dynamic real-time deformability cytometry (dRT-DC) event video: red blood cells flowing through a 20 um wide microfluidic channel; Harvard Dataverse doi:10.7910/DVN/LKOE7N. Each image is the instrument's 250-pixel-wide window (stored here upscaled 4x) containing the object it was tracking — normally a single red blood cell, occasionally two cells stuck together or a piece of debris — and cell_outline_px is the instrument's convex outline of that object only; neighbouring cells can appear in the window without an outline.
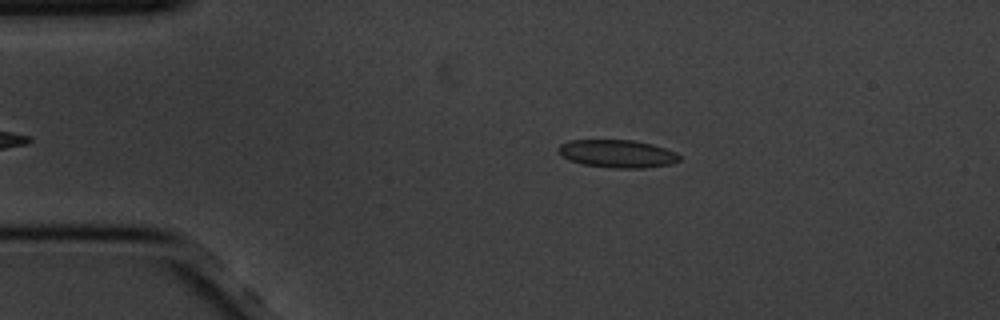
{"species": "common noctule bat (a hibernating species)", "species_latin": "Nyctalus noctula", "temperature_condition": "cold", "stored_images_in_passage": 44, "segment_of_instrument_passage": [1, 2], "camera_frame_rate_fps": 3000, "um_per_image_px": 0.085, "animal": {"sex": "male", "body_mass_g": 20.1, "forearm_length_mm": 53.5}, "frame": {"image": 1, "passage_image": 5, "time_ms": 1.333, "image_size_px": [1000, 320], "cell_outline_px": [[680, 160], [672, 164], [648, 168], [612, 168], [584, 164], [568, 160], [560, 156], [556, 148], [560, 144], [568, 140], [636, 140], [652, 144], [676, 152], [680, 156]], "centroid_in_image_um": [52.45, 13.06], "position_along_channel_um": 32.5, "area_um2": 19.94}}
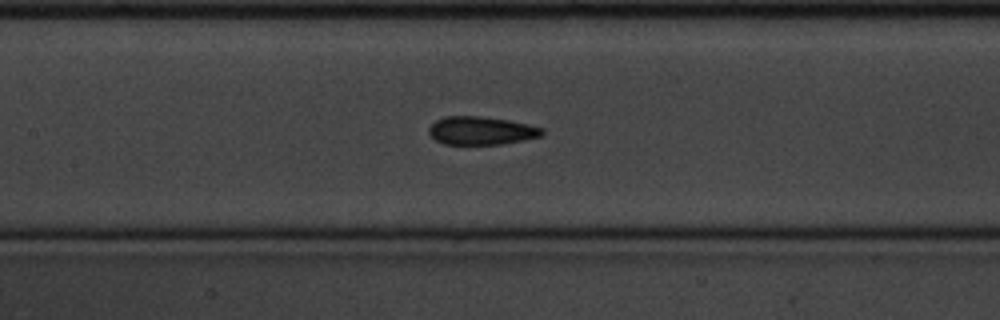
{"frame": {"image": 2, "passage_image": 20, "time_ms": 6.333, "image_size_px": [1000, 320], "cell_outline_px": [[544, 132], [540, 136], [524, 140], [500, 144], [444, 144], [436, 140], [428, 132], [428, 128], [436, 120], [444, 116], [480, 116], [508, 120], [528, 124], [544, 128]], "centroid_in_image_um": [40.9, 11.1], "position_along_channel_um": 166.5, "area_um2": 18.55}}
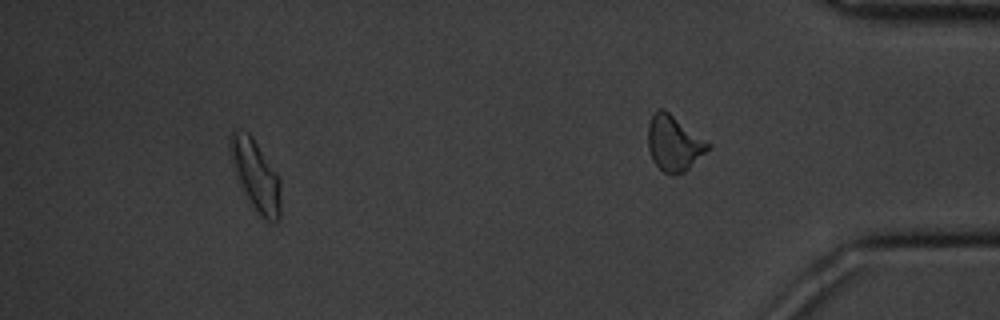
{"frame": {"image": 3, "passage_image": 39, "time_ms": 12.667, "image_size_px": [1000, 320], "cell_outline_px": [[280, 216], [272, 224], [264, 220], [260, 216], [252, 204], [236, 172], [228, 152], [228, 144], [232, 128], [236, 128], [248, 132], [252, 136], [276, 172], [280, 180]], "centroid_in_image_um": [21.73, 14.84], "position_along_channel_um": 413.5, "area_um2": 20.52}}